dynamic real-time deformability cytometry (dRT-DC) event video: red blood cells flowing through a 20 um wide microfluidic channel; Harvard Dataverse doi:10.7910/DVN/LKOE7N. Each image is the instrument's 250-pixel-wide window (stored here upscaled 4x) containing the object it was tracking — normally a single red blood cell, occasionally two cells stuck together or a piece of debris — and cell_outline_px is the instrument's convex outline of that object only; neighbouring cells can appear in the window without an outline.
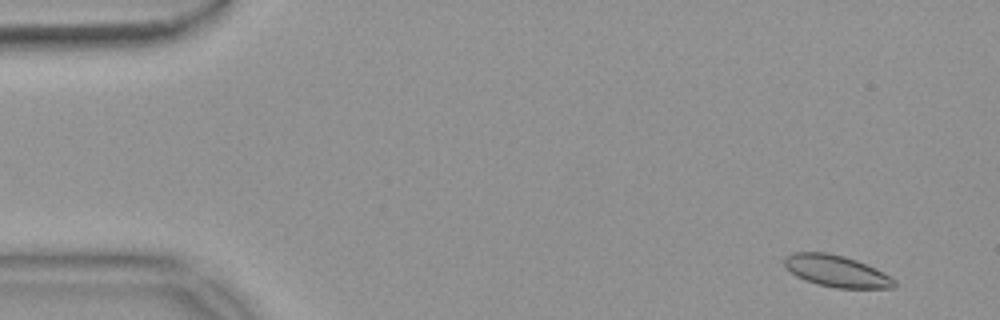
{"species": "common noctule bat (a hibernating species)", "species_latin": "Nyctalus noctula", "temperature_condition": "warm", "stored_images_in_passage": 55, "camera_frame_rate_fps": 3000, "um_per_image_px": 0.085, "animal": {"sex": "female", "body_mass_g": 18.4}, "frame": {"image": 1, "passage_image": 4, "time_ms": 1.0, "image_size_px": [1000, 320], "cell_outline_px": [[896, 284], [892, 288], [836, 288], [816, 284], [804, 280], [796, 276], [784, 268], [784, 256], [792, 252], [828, 252], [844, 256], [856, 260], [876, 268], [896, 280]], "centroid_in_image_um": [71.05, 23.04], "position_along_channel_um": 13.9, "area_um2": 20.52}}
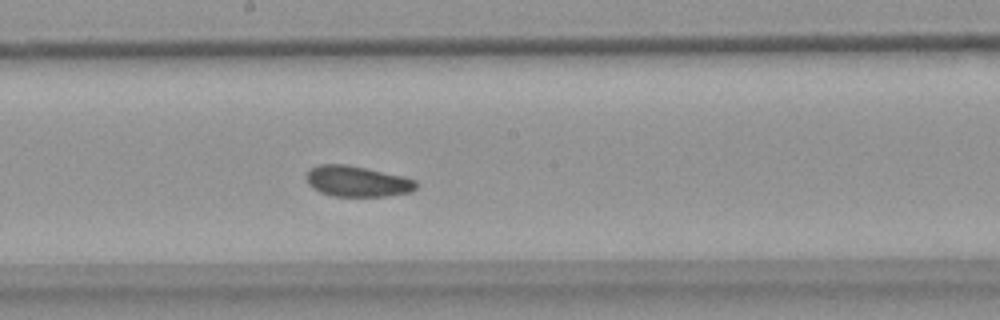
{"frame": {"image": 2, "passage_image": 30, "time_ms": 9.667, "image_size_px": [1000, 320], "cell_outline_px": [[416, 188], [412, 192], [388, 196], [332, 196], [320, 192], [312, 188], [308, 184], [304, 176], [312, 168], [320, 164], [348, 164], [404, 176], [416, 180]], "centroid_in_image_um": [30.36, 15.41], "position_along_channel_um": 217.8, "area_um2": 19.88}}
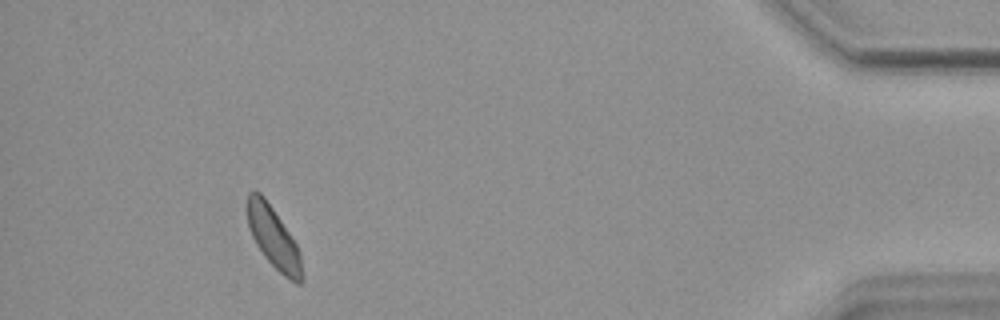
{"frame": {"image": 3, "passage_image": 51, "time_ms": 16.667, "image_size_px": [1000, 320], "cell_outline_px": [[304, 280], [300, 284], [296, 284], [284, 276], [264, 256], [256, 244], [252, 236], [248, 224], [248, 192], [260, 192], [264, 196], [296, 244], [300, 252]], "centroid_in_image_um": [23.28, 20.26], "position_along_channel_um": 411.9, "area_um2": 19.13}, "authors_computed_cell_mechanics": {"area_um2": 20.1144, "velocity_mm_per_s": 3.6591, "shape_relaxation_time_tau1_ms": null, "shape_relaxation_time_tau2_ms": 2.355, "deformation_change_tau1": null, "deformation_change_tau2": 0.0659}}